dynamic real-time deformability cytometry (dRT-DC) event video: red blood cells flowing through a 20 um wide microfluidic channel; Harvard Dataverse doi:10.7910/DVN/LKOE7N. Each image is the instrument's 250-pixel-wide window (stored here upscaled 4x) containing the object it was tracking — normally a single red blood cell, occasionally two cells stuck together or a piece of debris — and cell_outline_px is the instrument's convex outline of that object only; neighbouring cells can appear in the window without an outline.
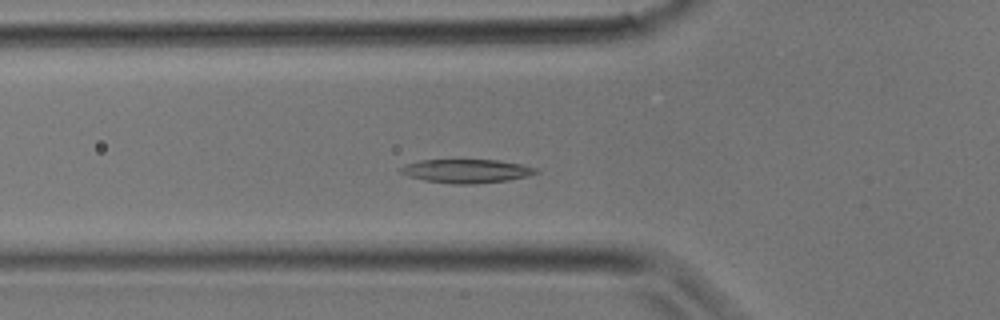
{"species": "common noctule bat (a hibernating species)", "species_latin": "Nyctalus noctula", "temperature_condition": "room temperature", "stored_images_in_passage": 23, "camera_frame_rate_fps": 3000, "um_per_image_px": 0.085, "animal": {"sex": "male", "body_mass_g": 17.9}, "frame": {"image": 1, "passage_image": 2, "time_ms": 0.333, "image_size_px": [1000, 320], "cell_outline_px": [[540, 172], [528, 176], [508, 180], [476, 184], [456, 184], [424, 180], [408, 176], [400, 172], [400, 168], [408, 164], [420, 160], [496, 160], [520, 164], [536, 168]], "centroid_in_image_um": [39.67, 14.54], "position_along_channel_um": 86.1, "area_um2": 18.5}}
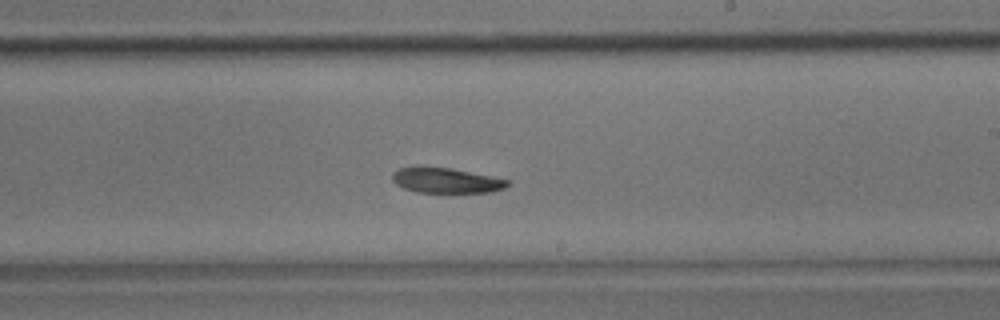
{"frame": {"image": 2, "passage_image": 10, "time_ms": 3.0, "image_size_px": [1000, 320], "cell_outline_px": [[512, 184], [504, 188], [492, 192], [416, 192], [404, 188], [396, 184], [392, 180], [392, 172], [400, 168], [420, 164], [448, 168], [508, 180]], "centroid_in_image_um": [37.84, 15.31], "position_along_channel_um": 251.2, "area_um2": 17.05}}
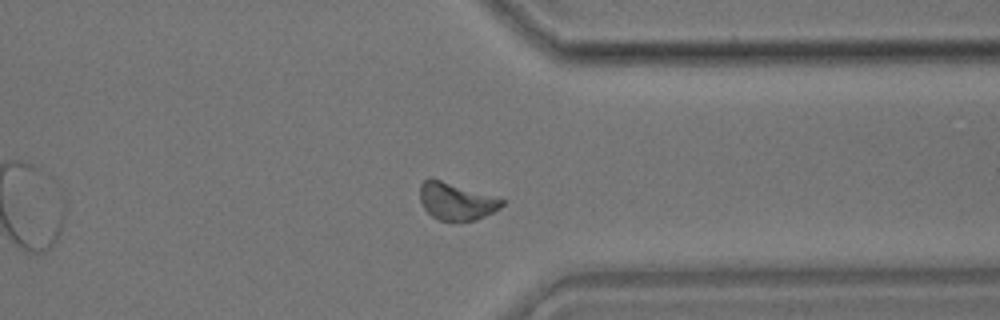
{"frame": {"image": 3, "passage_image": 16, "time_ms": 5.0, "image_size_px": [1000, 320], "cell_outline_px": [[504, 204], [500, 208], [476, 220], [440, 220], [432, 216], [424, 208], [420, 200], [420, 184], [424, 180], [440, 180], [504, 200]], "centroid_in_image_um": [38.76, 17.13], "position_along_channel_um": 372.6, "area_um2": 17.11}}